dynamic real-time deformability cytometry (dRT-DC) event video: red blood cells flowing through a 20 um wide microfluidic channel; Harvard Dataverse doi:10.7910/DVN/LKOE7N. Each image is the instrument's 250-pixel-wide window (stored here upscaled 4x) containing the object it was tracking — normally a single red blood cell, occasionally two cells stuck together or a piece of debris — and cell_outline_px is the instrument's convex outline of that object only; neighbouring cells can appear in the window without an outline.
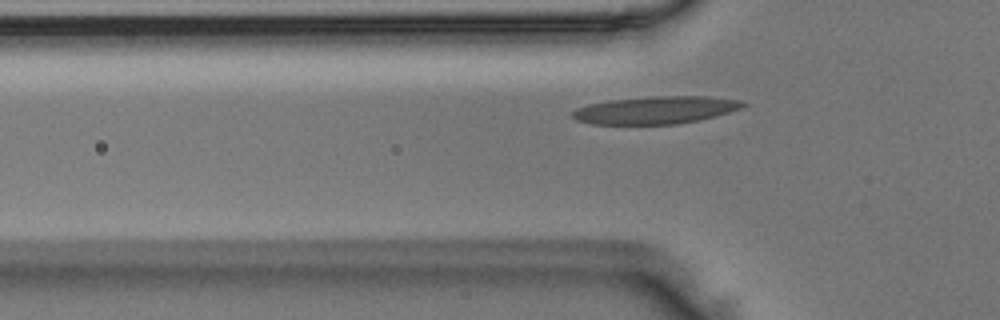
{"species": "Egyptian fruit bat (a non-hibernating species)", "species_latin": "Rousettus aegyptiacus", "temperature_condition": "room temperature", "stored_images_in_passage": 39, "camera_frame_rate_fps": 3000, "um_per_image_px": 0.085, "animal": {"sex": "male"}, "frame": {"image": 1, "passage_image": 10, "time_ms": 3.0, "image_size_px": [1000, 320], "cell_outline_px": [[748, 104], [740, 108], [716, 116], [700, 120], [676, 124], [592, 124], [576, 120], [572, 116], [572, 112], [576, 108], [588, 104], [612, 100], [652, 96], [704, 96], [740, 100]], "centroid_in_image_um": [55.72, 9.35], "position_along_channel_um": 70.1, "area_um2": 27.28}}
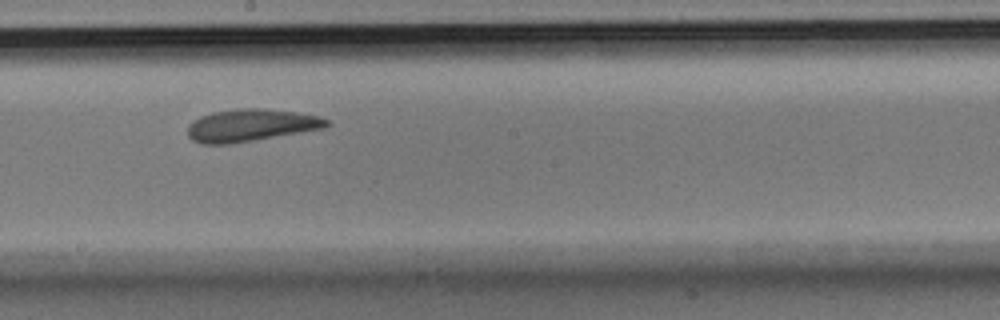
{"frame": {"image": 2, "passage_image": 22, "time_ms": 7.0, "image_size_px": [1000, 320], "cell_outline_px": [[332, 124], [324, 128], [228, 144], [200, 144], [192, 140], [188, 136], [188, 124], [192, 120], [200, 116], [212, 112], [244, 108], [260, 108], [296, 112], [320, 116], [328, 120]], "centroid_in_image_um": [21.3, 10.64], "position_along_channel_um": 226.9, "area_um2": 26.07}}
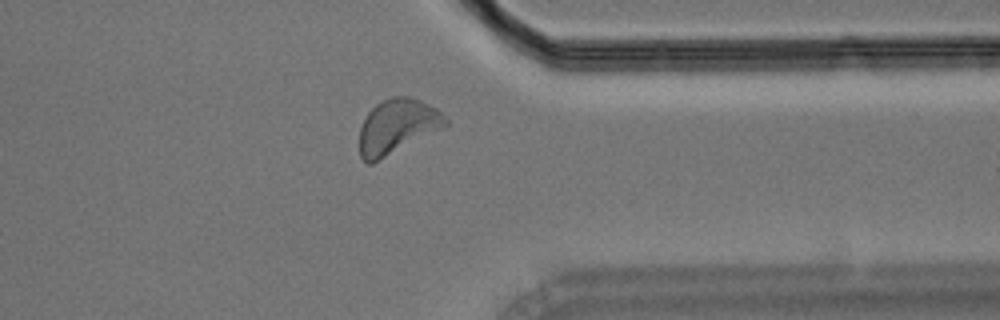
{"frame": {"image": 3, "passage_image": 34, "time_ms": 11.0, "image_size_px": [1000, 320], "cell_outline_px": [[448, 124], [444, 128], [372, 164], [368, 164], [360, 156], [360, 128], [368, 112], [376, 104], [392, 96], [408, 96], [420, 100], [436, 108], [448, 120]], "centroid_in_image_um": [33.77, 10.76], "position_along_channel_um": 377.6, "area_um2": 27.34}}